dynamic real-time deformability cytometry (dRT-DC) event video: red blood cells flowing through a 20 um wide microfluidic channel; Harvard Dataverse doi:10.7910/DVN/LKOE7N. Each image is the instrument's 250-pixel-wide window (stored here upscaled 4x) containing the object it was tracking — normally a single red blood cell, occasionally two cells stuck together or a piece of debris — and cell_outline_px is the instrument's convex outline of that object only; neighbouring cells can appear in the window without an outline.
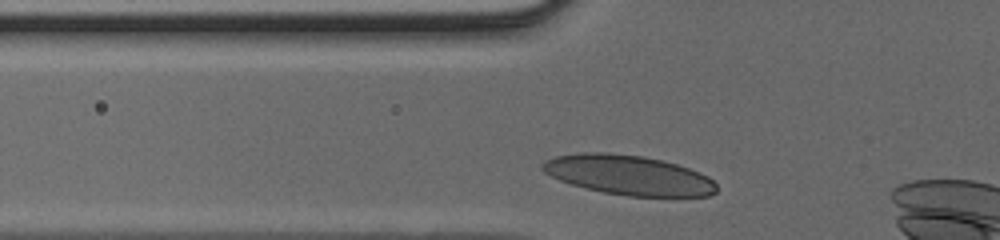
{"species": "human", "species_latin": "Homo sapiens", "temperature_condition": "cold", "stored_images_in_passage": 24, "camera_frame_rate_fps": 3000, "um_per_image_px": 0.085, "donor": {"sex": "male"}, "frame": {"image": 1, "passage_image": 2, "time_ms": 0.333, "image_size_px": [1000, 240], "cell_outline_px": [[716, 192], [708, 196], [628, 196], [604, 192], [572, 184], [560, 180], [544, 172], [540, 168], [540, 164], [544, 160], [556, 156], [580, 152], [604, 152], [640, 156], [660, 160], [676, 164], [688, 168], [708, 176], [716, 184]], "centroid_in_image_um": [53.39, 14.87], "position_along_channel_um": 72.4, "area_um2": 39.94}}
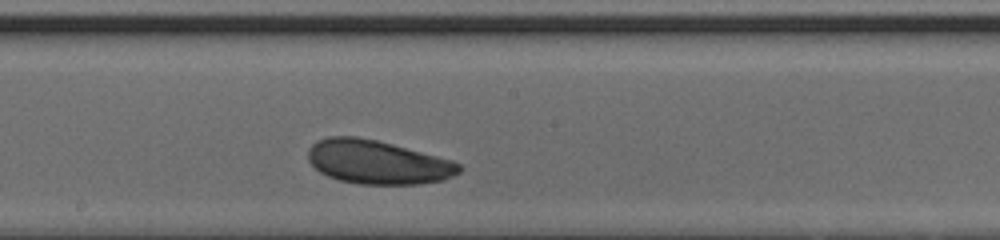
{"frame": {"image": 2, "passage_image": 12, "time_ms": 3.667, "image_size_px": [1000, 240], "cell_outline_px": [[460, 172], [444, 180], [420, 184], [360, 184], [340, 180], [328, 176], [320, 172], [308, 160], [308, 148], [316, 140], [328, 136], [356, 136], [376, 140], [392, 144], [452, 160], [460, 164]], "centroid_in_image_um": [32.07, 13.78], "position_along_channel_um": 216.1, "area_um2": 38.44}}
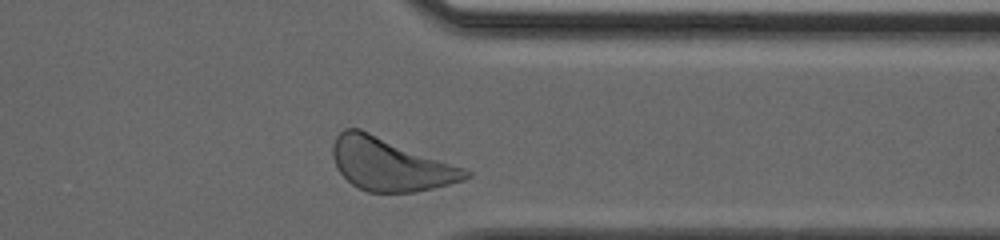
{"frame": {"image": 3, "passage_image": 23, "time_ms": 7.333, "image_size_px": [1000, 240], "cell_outline_px": [[472, 176], [464, 180], [416, 192], [368, 192], [352, 184], [340, 172], [332, 156], [332, 144], [336, 136], [344, 128], [360, 128], [464, 168], [472, 172]], "centroid_in_image_um": [33.15, 13.96], "position_along_channel_um": 378.2, "area_um2": 40.52}}